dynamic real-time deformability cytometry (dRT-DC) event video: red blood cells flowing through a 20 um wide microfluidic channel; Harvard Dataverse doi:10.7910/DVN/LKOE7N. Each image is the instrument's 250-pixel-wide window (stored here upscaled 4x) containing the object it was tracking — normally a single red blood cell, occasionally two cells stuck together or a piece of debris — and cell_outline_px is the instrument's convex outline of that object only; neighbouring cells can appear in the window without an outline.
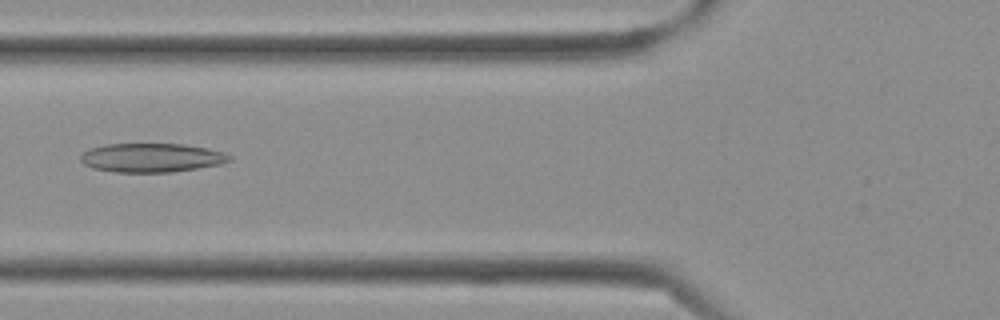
{"species": "Egyptian fruit bat (a non-hibernating species)", "species_latin": "Rousettus aegyptiacus", "temperature_condition": "cold", "stored_images_in_passage": 32, "camera_frame_rate_fps": 3000, "um_per_image_px": 0.085, "frame": {"image": 1, "passage_image": 9, "time_ms": 2.667, "image_size_px": [1000, 320], "cell_outline_px": [[232, 160], [220, 164], [172, 172], [116, 172], [92, 168], [84, 164], [80, 160], [80, 156], [88, 148], [104, 144], [184, 144], [208, 148], [224, 152], [232, 156]], "centroid_in_image_um": [12.87, 13.4], "position_along_channel_um": 112.9, "area_um2": 25.2}}
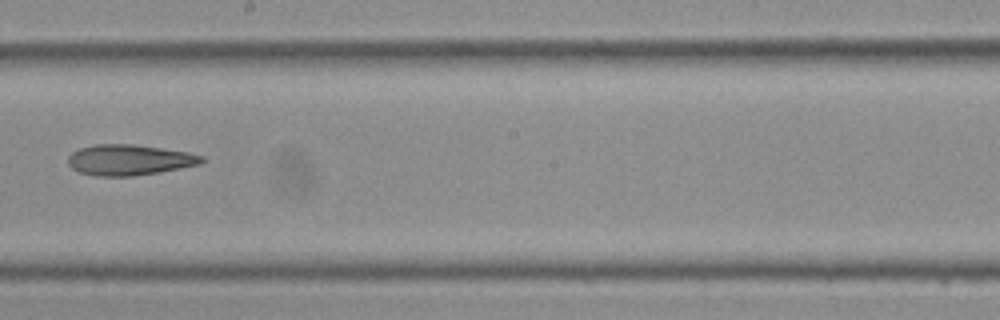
{"frame": {"image": 2, "passage_image": 16, "time_ms": 5.0, "image_size_px": [1000, 320], "cell_outline_px": [[208, 160], [200, 164], [160, 172], [132, 176], [96, 176], [76, 172], [68, 164], [68, 156], [72, 152], [80, 148], [96, 144], [132, 144], [188, 152], [204, 156]], "centroid_in_image_um": [10.99, 13.6], "position_along_channel_um": 237.2, "area_um2": 24.04}}
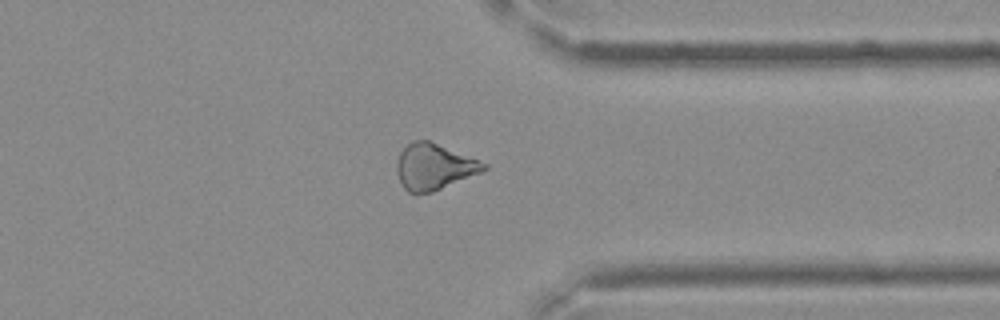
{"frame": {"image": 3, "passage_image": 24, "time_ms": 7.667, "image_size_px": [1000, 320], "cell_outline_px": [[488, 168], [480, 172], [432, 192], [416, 196], [408, 192], [404, 188], [396, 172], [396, 164], [400, 152], [412, 140], [428, 140], [488, 164]], "centroid_in_image_um": [36.84, 14.19], "position_along_channel_um": 374.6, "area_um2": 23.18}}